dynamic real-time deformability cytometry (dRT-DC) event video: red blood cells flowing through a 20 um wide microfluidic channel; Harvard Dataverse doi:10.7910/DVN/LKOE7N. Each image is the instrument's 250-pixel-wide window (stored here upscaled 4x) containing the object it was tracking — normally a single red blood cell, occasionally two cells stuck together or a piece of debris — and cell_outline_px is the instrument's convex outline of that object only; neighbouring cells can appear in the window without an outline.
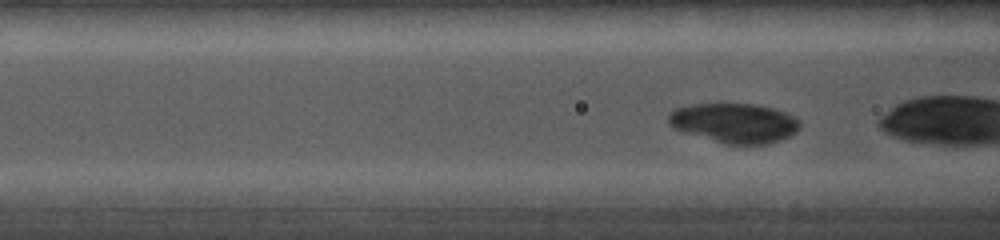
{"species": "common noctule bat (a hibernating species)", "species_latin": "Nyctalus noctula", "temperature_condition": "cold", "stored_images_in_passage": 40, "camera_frame_rate_fps": 5000, "um_per_image_px": 0.085, "animal": {"sex": "female", "body_mass_g": 19.0, "forearm_length_mm": 56.7}, "frame": {"image": 1, "passage_image": 6, "time_ms": 0.8, "image_size_px": [1000, 240], "cell_outline_px": [[800, 128], [796, 132], [780, 140], [768, 144], [724, 144], [684, 132], [672, 128], [668, 124], [668, 112], [672, 108], [692, 104], [756, 104], [776, 108], [800, 120]], "centroid_in_image_um": [62.39, 10.45], "position_along_channel_um": 104.2, "area_um2": 30.69}}
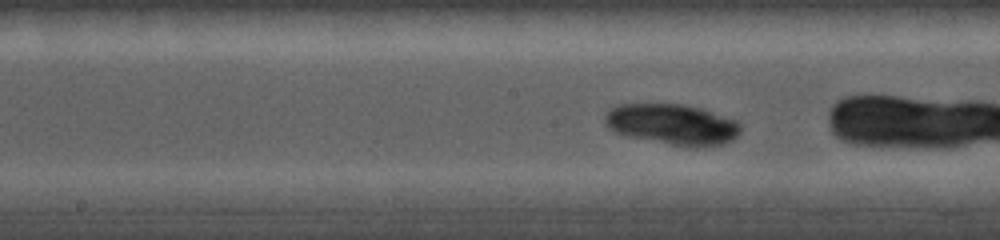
{"frame": {"image": 2, "passage_image": 16, "time_ms": 2.8, "image_size_px": [1000, 240], "cell_outline_px": [[740, 132], [732, 140], [724, 144], [672, 144], [628, 136], [616, 132], [608, 128], [604, 124], [604, 116], [616, 104], [684, 104], [700, 108], [736, 120], [740, 124]], "centroid_in_image_um": [57.1, 10.53], "position_along_channel_um": 191.1, "area_um2": 31.39}}
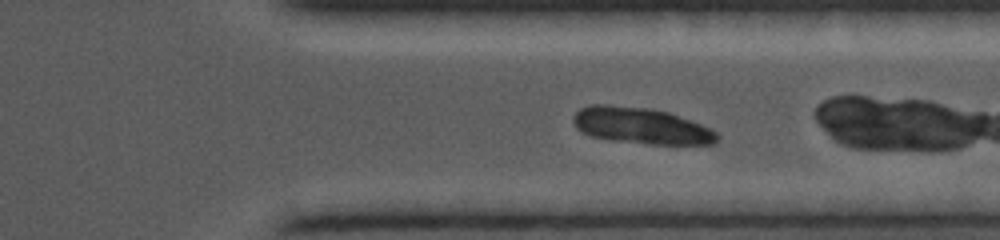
{"frame": {"image": 3, "passage_image": 32, "time_ms": 6.6, "image_size_px": [1000, 240], "cell_outline_px": [[720, 140], [716, 144], [652, 144], [612, 140], [592, 136], [576, 128], [572, 120], [572, 116], [580, 108], [588, 104], [608, 104], [652, 108], [668, 112], [692, 120], [716, 132], [720, 136]], "centroid_in_image_um": [54.49, 10.67], "position_along_channel_um": 356.9, "area_um2": 30.63}}